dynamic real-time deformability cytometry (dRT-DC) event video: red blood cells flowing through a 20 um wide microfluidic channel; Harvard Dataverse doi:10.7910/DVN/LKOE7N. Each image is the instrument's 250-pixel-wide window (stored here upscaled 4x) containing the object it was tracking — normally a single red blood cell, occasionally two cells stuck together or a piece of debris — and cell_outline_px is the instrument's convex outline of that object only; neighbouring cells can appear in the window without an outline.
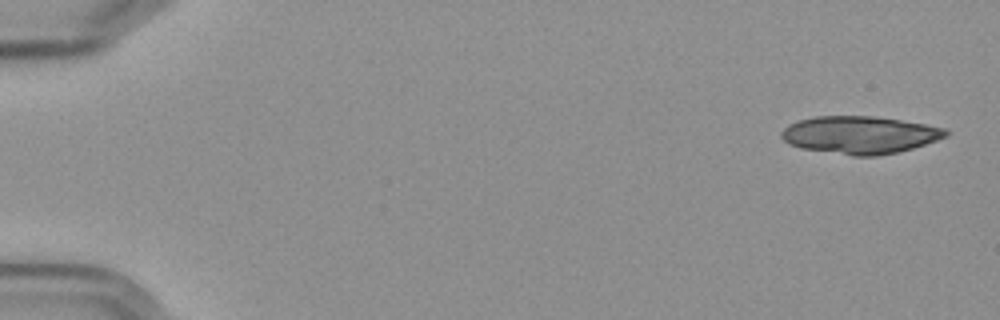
{"species": "Egyptian fruit bat (a non-hibernating species)", "species_latin": "Rousettus aegyptiacus", "temperature_condition": "cold", "stored_images_in_passage": 9, "segment_of_instrument_passage": [1, 2], "camera_frame_rate_fps": 3000, "um_per_image_px": 0.085, "frame": {"image": 1, "passage_image": 1, "time_ms": 0.0, "image_size_px": [1000, 320], "cell_outline_px": [[948, 136], [900, 152], [876, 156], [852, 156], [800, 148], [788, 144], [780, 136], [780, 132], [788, 124], [800, 120], [816, 116], [872, 116], [900, 120], [924, 124], [944, 128], [948, 132]], "centroid_in_image_um": [73.04, 11.47], "position_along_channel_um": 12.0, "area_um2": 36.01}}